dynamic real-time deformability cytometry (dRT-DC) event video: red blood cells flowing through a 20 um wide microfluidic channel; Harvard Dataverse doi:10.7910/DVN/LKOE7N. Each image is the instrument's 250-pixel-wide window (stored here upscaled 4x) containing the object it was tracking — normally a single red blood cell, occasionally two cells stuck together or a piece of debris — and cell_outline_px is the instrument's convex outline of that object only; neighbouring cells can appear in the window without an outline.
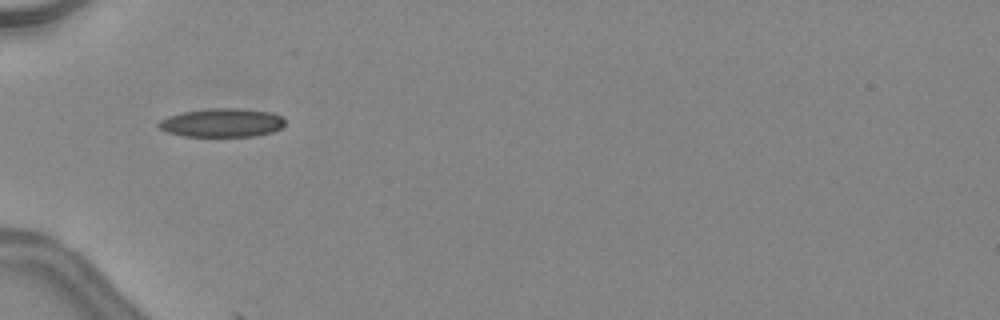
{"species": "common noctule bat (a hibernating species)", "species_latin": "Nyctalus noctula", "temperature_condition": "warm", "stored_images_in_passage": 22, "camera_frame_rate_fps": 3000, "um_per_image_px": 0.085, "animal": {"sex": "female", "body_mass_g": 24.6, "forearm_length_mm": 56.2}, "frame": {"image": 1, "passage_image": 19, "time_ms": 6.0, "image_size_px": [1000, 320], "cell_outline_px": [[284, 124], [280, 128], [272, 132], [252, 136], [184, 136], [168, 132], [160, 128], [156, 124], [160, 120], [168, 116], [184, 112], [208, 108], [240, 108], [268, 112], [280, 116], [284, 120]], "centroid_in_image_um": [18.84, 10.43], "position_along_channel_um": 66.2, "area_um2": 20.87}}